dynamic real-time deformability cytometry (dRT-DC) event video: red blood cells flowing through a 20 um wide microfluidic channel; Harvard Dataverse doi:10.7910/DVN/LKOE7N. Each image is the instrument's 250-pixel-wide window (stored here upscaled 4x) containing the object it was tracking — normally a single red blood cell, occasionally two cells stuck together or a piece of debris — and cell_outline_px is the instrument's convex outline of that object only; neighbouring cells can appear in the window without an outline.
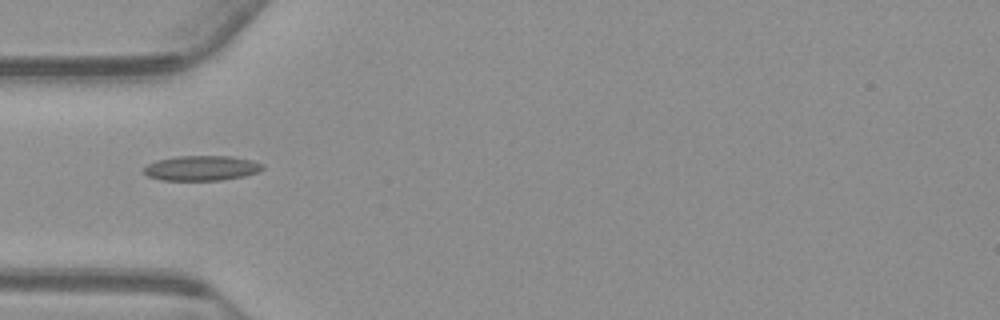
{"species": "common noctule bat (a hibernating species)", "species_latin": "Nyctalus noctula", "temperature_condition": "warm", "stored_images_in_passage": 38, "camera_frame_rate_fps": 3000, "um_per_image_px": 0.085, "animal": {"sex": "male", "body_mass_g": 23.1, "forearm_length_mm": 52.7}, "frame": {"image": 1, "passage_image": 1, "time_ms": 0.0, "image_size_px": [1000, 320], "cell_outline_px": [[264, 168], [256, 172], [244, 176], [220, 180], [160, 180], [148, 176], [144, 172], [144, 168], [148, 164], [156, 160], [176, 156], [232, 156], [252, 160], [264, 164]], "centroid_in_image_um": [17.13, 14.28], "position_along_channel_um": 67.9, "area_um2": 17.28}}
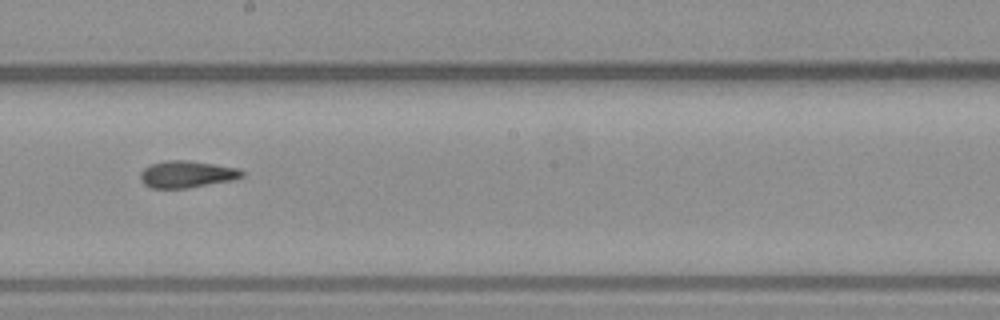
{"frame": {"image": 2, "passage_image": 14, "time_ms": 4.333, "image_size_px": [1000, 320], "cell_outline_px": [[244, 176], [232, 180], [188, 188], [152, 188], [144, 184], [140, 180], [140, 172], [148, 164], [164, 160], [188, 160], [216, 164], [240, 168], [244, 172]], "centroid_in_image_um": [15.87, 14.79], "position_along_channel_um": 232.3, "area_um2": 16.18}}
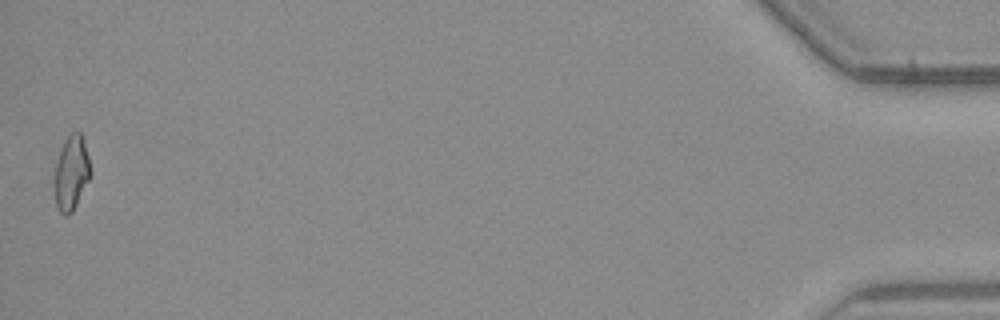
{"frame": {"image": 3, "passage_image": 38, "time_ms": 12.333, "image_size_px": [1000, 320], "cell_outline_px": [[92, 176], [72, 212], [64, 216], [60, 212], [56, 204], [56, 164], [60, 148], [64, 140], [72, 132], [80, 132], [84, 140], [92, 168]], "centroid_in_image_um": [6.12, 14.67], "position_along_channel_um": 429.1, "area_um2": 15.61}, "authors_computed_cell_mechanics": {"area_um2": 15.6638, "velocity_mm_per_s": 3.7639, "shape_relaxation_time_tau1_ms": null, "shape_relaxation_time_tau2_ms": 3.9908, "deformation_change_tau1": null, "deformation_change_tau2": 0.0928}}